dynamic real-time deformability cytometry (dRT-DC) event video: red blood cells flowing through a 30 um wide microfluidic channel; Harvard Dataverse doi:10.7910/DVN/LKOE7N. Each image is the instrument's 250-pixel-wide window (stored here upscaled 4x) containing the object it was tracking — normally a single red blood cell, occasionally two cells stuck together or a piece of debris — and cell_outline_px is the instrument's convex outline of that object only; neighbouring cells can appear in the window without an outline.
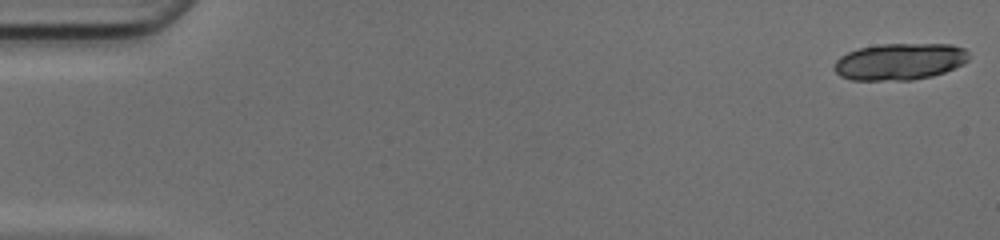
{"species": "common noctule bat (a hibernating species)", "species_latin": "Nyctalus noctula", "temperature_condition": "cold", "stored_images_in_passage": 18, "camera_frame_rate_fps": 3000, "um_per_image_px": 0.085, "animal": {"sex": "female", "body_mass_g": 17.0, "forearm_length_mm": 48.0}, "frame": {"image": 1, "passage_image": 1, "time_ms": 0.0, "image_size_px": [1000, 240], "cell_outline_px": [[968, 60], [964, 64], [944, 72], [932, 76], [912, 80], [852, 80], [840, 76], [832, 68], [836, 60], [840, 56], [848, 52], [860, 48], [880, 44], [952, 44], [964, 48], [968, 52]], "centroid_in_image_um": [76.47, 5.23], "position_along_channel_um": 8.5, "area_um2": 28.96}}